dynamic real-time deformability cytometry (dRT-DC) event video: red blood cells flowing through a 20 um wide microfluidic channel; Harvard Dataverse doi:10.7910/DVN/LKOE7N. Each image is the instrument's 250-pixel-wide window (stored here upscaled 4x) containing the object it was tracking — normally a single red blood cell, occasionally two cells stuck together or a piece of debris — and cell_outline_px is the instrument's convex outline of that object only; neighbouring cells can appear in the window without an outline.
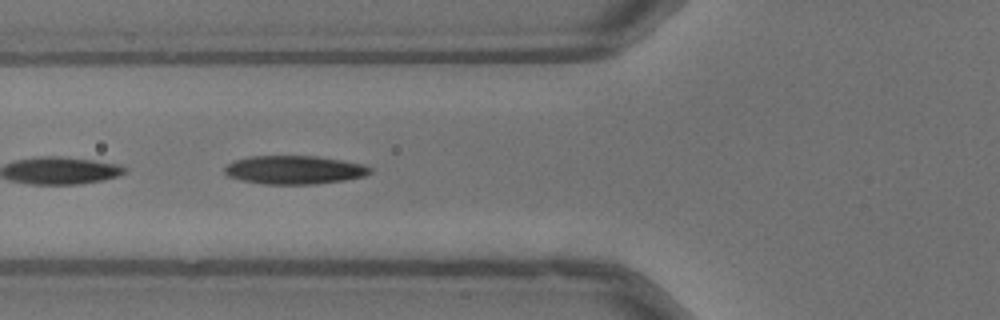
{"species": "common noctule bat (a hibernating species)", "species_latin": "Nyctalus noctula", "temperature_condition": "warm", "stored_images_in_passage": 17, "camera_frame_rate_fps": 3000, "um_per_image_px": 0.085, "animal": {"sex": "male", "body_mass_g": 13.3}, "frame": {"image": 1, "passage_image": 10, "time_ms": 3.0, "image_size_px": [1000, 320], "cell_outline_px": [[372, 172], [364, 176], [344, 180], [316, 184], [264, 184], [244, 180], [228, 176], [224, 172], [224, 168], [228, 164], [236, 160], [248, 156], [316, 156], [364, 164], [372, 168]], "centroid_in_image_um": [25.04, 14.44], "position_along_channel_um": 100.8, "area_um2": 24.04}}